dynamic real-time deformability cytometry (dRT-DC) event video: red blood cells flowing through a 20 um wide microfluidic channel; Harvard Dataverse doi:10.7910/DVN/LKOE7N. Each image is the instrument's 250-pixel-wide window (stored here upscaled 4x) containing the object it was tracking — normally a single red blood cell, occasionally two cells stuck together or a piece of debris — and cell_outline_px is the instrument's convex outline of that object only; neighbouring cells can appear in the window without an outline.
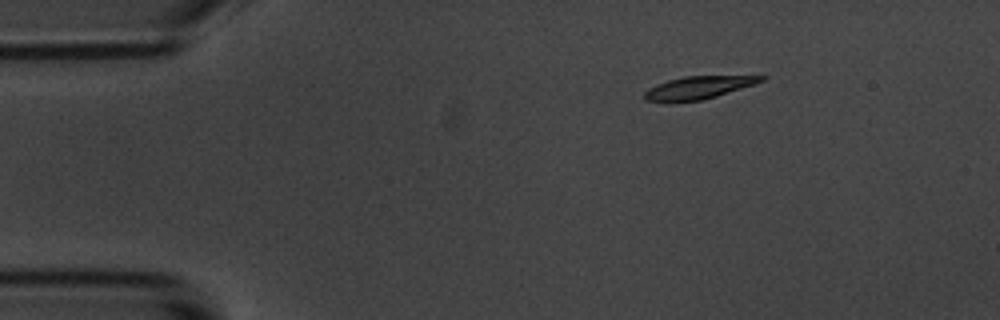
{"species": "common noctule bat (a hibernating species)", "species_latin": "Nyctalus noctula", "temperature_condition": "room temperature", "stored_images_in_passage": 49, "camera_frame_rate_fps": 3000, "um_per_image_px": 0.085, "animal": {"sex": "male", "body_mass_g": 20.1, "forearm_length_mm": 53.5}, "frame": {"image": 1, "passage_image": 1, "time_ms": 0.0, "image_size_px": [1000, 320], "cell_outline_px": [[764, 80], [756, 84], [716, 96], [700, 100], [668, 104], [644, 100], [644, 92], [648, 88], [656, 84], [668, 80], [684, 76], [764, 76]], "centroid_in_image_um": [59.26, 7.48], "position_along_channel_um": 25.7, "area_um2": 15.72}}
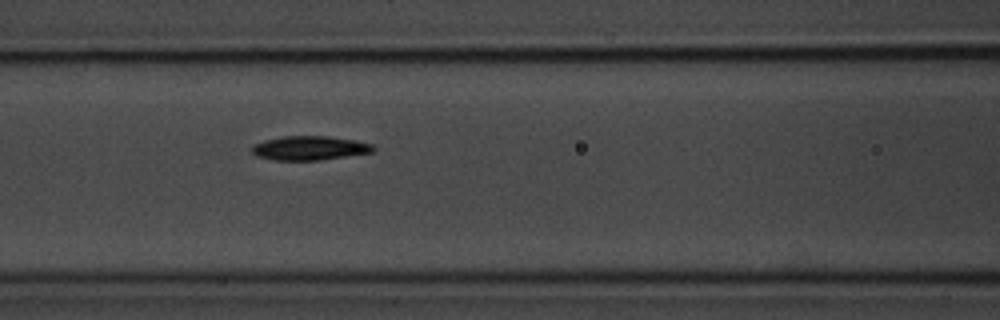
{"frame": {"image": 2, "passage_image": 16, "time_ms": 5.0, "image_size_px": [1000, 320], "cell_outline_px": [[376, 148], [372, 152], [316, 160], [276, 160], [256, 156], [252, 152], [252, 144], [264, 140], [284, 136], [328, 136], [356, 140], [372, 144]], "centroid_in_image_um": [26.29, 12.57], "position_along_channel_um": 140.3, "area_um2": 16.94}}
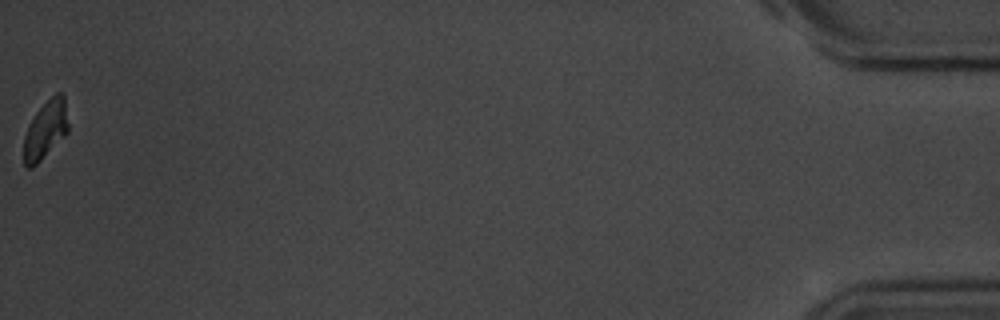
{"frame": {"image": 3, "passage_image": 49, "time_ms": 16.0, "image_size_px": [1000, 320], "cell_outline_px": [[68, 132], [32, 168], [28, 168], [24, 164], [24, 136], [36, 112], [56, 92], [60, 92], [64, 96], [68, 124]], "centroid_in_image_um": [3.88, 11.03], "position_along_channel_um": 431.3, "area_um2": 14.62}, "authors_computed_cell_mechanics": {"area_um2": 16.7042, "velocity_mm_per_s": 3.5448, "shape_relaxation_time_tau1_ms": 2.1366, "shape_relaxation_time_tau2_ms": null, "deformation_change_tau1": 0.1191, "deformation_change_tau2": null}}